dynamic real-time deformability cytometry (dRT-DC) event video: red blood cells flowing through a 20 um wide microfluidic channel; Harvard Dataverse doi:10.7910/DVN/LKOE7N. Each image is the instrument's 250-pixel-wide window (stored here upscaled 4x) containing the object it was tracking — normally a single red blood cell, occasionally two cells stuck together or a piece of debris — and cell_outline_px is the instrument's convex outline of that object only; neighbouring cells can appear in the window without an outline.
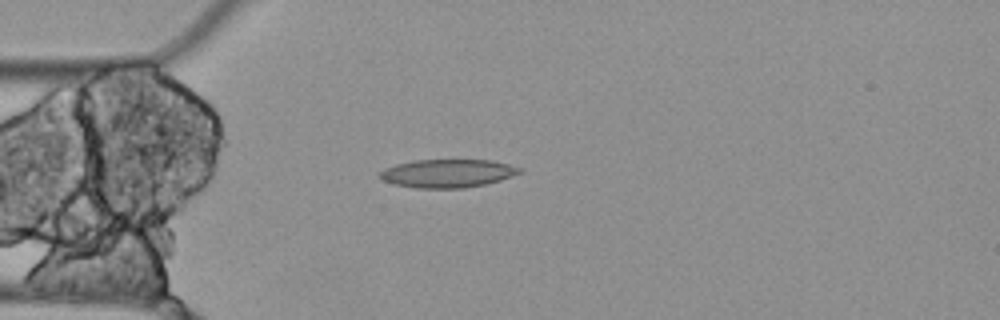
{"species": "Egyptian fruit bat (a non-hibernating species)", "species_latin": "Rousettus aegyptiacus", "temperature_condition": "cold", "stored_images_in_passage": 5, "camera_frame_rate_fps": 3000, "um_per_image_px": 0.085, "animal": {"sex": "female"}, "frame": {"image": 1, "passage_image": 4, "time_ms": 1.0, "image_size_px": [1000, 320], "cell_outline_px": [[524, 172], [500, 180], [484, 184], [464, 188], [416, 188], [392, 184], [384, 180], [380, 176], [380, 172], [384, 168], [396, 164], [416, 160], [492, 160], [524, 168]], "centroid_in_image_um": [38.08, 14.73], "position_along_channel_um": 46.9, "area_um2": 23.06}}